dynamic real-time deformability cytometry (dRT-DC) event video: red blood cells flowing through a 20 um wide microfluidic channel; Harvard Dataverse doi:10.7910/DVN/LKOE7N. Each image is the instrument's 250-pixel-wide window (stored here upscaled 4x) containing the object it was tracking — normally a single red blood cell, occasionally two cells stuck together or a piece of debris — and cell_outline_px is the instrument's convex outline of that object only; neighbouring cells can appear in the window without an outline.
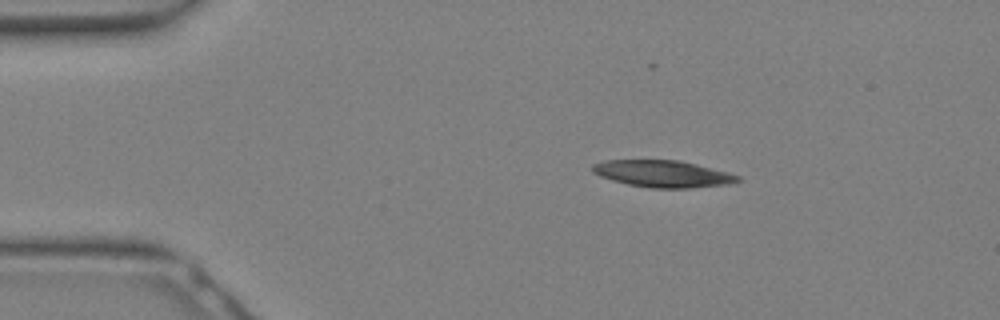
{"species": "Egyptian fruit bat (a non-hibernating species)", "species_latin": "Rousettus aegyptiacus", "temperature_condition": "warm", "stored_images_in_passage": 16, "camera_frame_rate_fps": 3000, "um_per_image_px": 0.085, "animal": {"sex": "female"}, "frame": {"image": 1, "passage_image": 1, "time_ms": 0.0, "image_size_px": [1000, 320], "cell_outline_px": [[740, 180], [728, 184], [688, 188], [652, 188], [628, 184], [612, 180], [600, 176], [592, 172], [592, 164], [604, 160], [680, 160], [728, 172], [740, 176]], "centroid_in_image_um": [56.32, 14.76], "position_along_channel_um": 28.7, "area_um2": 22.66}}
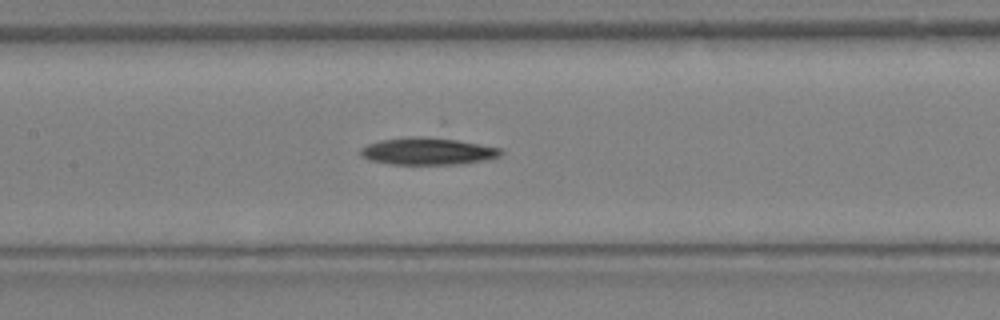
{"frame": {"image": 2, "passage_image": 10, "time_ms": 3.0, "image_size_px": [1000, 320], "cell_outline_px": [[504, 152], [500, 156], [484, 160], [460, 164], [392, 164], [372, 160], [364, 156], [360, 152], [368, 144], [384, 140], [412, 136], [440, 136], [504, 148]], "centroid_in_image_um": [36.5, 12.83], "position_along_channel_um": 170.9, "area_um2": 22.31}}
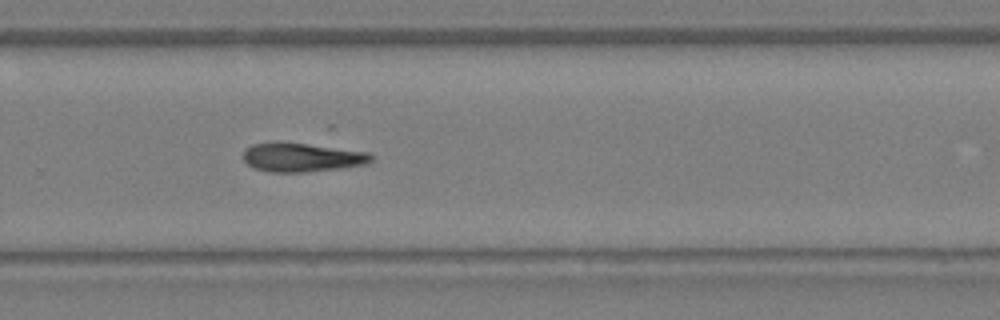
{"frame": {"image": 3, "passage_image": 16, "time_ms": 5.0, "image_size_px": [1000, 320], "cell_outline_px": [[372, 160], [368, 164], [340, 168], [304, 172], [268, 172], [256, 168], [248, 164], [244, 160], [244, 148], [252, 144], [304, 144], [368, 152], [372, 156]], "centroid_in_image_um": [25.68, 13.41], "position_along_channel_um": 304.1, "area_um2": 20.81}}